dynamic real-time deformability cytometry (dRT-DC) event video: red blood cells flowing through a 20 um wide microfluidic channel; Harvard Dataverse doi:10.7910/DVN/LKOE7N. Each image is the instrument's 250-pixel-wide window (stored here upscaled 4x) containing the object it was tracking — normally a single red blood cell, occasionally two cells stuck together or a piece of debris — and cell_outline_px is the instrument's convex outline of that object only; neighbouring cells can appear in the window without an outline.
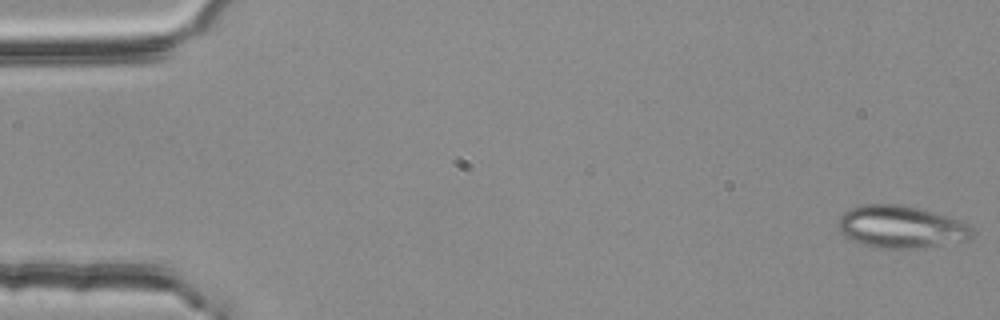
{"species": "common noctule bat (a hibernating species)", "species_latin": "Nyctalus noctula", "temperature_condition": "room temperature", "stored_images_in_passage": 3, "camera_frame_rate_fps": 3000, "um_per_image_px": 0.085, "animal": {"sex": "female", "body_mass_g": 25.1}, "frame": {"image": 1, "passage_image": 1, "time_ms": 0.0, "image_size_px": [1000, 320], "cell_outline_px": [[972, 236], [968, 240], [916, 248], [876, 248], [860, 244], [844, 236], [840, 232], [836, 220], [848, 208], [864, 204], [900, 204], [920, 208], [964, 220], [972, 228]], "centroid_in_image_um": [76.56, 19.27], "position_along_channel_um": 8.4, "area_um2": 33.52}}